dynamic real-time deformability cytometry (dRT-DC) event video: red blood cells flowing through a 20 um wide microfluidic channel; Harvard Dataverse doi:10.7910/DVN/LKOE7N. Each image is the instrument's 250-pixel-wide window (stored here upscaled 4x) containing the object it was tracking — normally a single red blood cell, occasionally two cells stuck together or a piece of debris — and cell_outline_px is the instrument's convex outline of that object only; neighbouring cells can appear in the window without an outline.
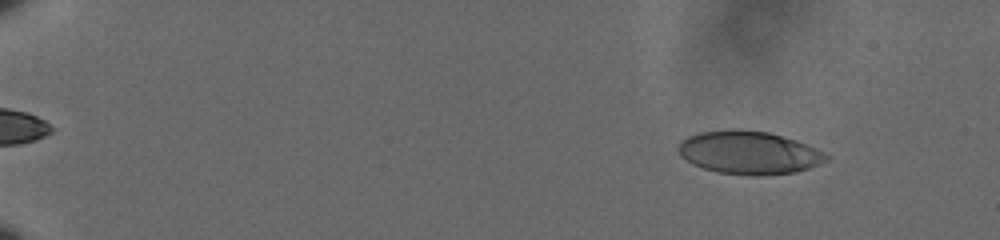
{"species": "human", "species_latin": "Homo sapiens", "temperature_condition": "cold", "stored_images_in_passage": 19, "camera_frame_rate_fps": 3000, "um_per_image_px": 0.085, "donor": {"sex": "male"}, "frame": {"image": 1, "passage_image": 5, "time_ms": 1.333, "image_size_px": [1000, 240], "cell_outline_px": [[832, 156], [828, 160], [808, 168], [792, 172], [756, 176], [716, 172], [692, 164], [680, 156], [676, 148], [680, 140], [688, 136], [700, 132], [732, 128], [740, 128], [768, 132], [796, 140], [824, 152]], "centroid_in_image_um": [63.62, 12.95], "position_along_channel_um": 21.4, "area_um2": 37.4}}
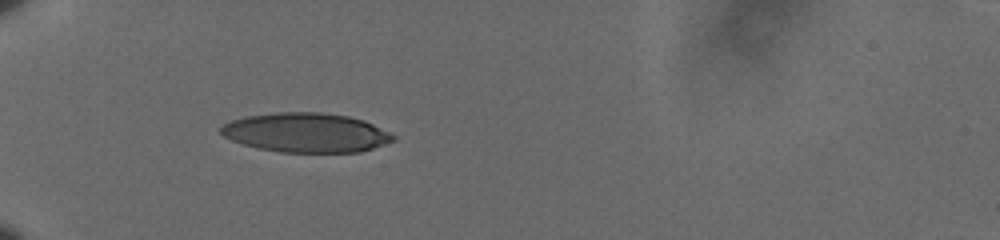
{"frame": {"image": 2, "passage_image": 19, "time_ms": 6.0, "image_size_px": [1000, 240], "cell_outline_px": [[396, 140], [360, 152], [280, 152], [260, 148], [244, 144], [232, 140], [224, 136], [220, 132], [220, 128], [224, 124], [232, 120], [244, 116], [276, 112], [320, 112], [348, 116], [364, 120], [396, 136]], "centroid_in_image_um": [26.02, 11.27], "position_along_channel_um": 59.0, "area_um2": 39.36}}